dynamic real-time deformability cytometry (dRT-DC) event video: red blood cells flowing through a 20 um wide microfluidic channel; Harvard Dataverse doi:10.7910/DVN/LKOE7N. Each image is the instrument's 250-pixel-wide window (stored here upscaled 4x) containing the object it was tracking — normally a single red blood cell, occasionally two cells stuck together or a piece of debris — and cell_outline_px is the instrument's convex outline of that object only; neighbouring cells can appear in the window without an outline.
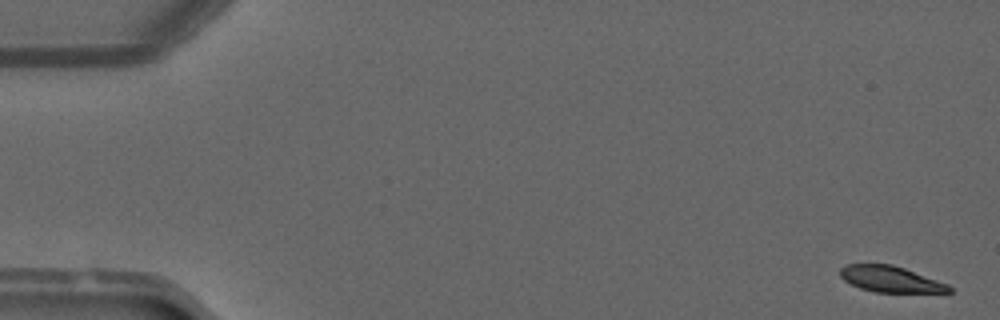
{"species": "common noctule bat (a hibernating species)", "species_latin": "Nyctalus noctula", "temperature_condition": "warm", "stored_images_in_passage": 50, "camera_frame_rate_fps": 3000, "um_per_image_px": 0.085, "animal": {"sex": "male", "forearm_length_mm": 52.5}, "frame": {"image": 1, "passage_image": 1, "time_ms": 0.0, "image_size_px": [1000, 320], "cell_outline_px": [[952, 292], [876, 292], [860, 288], [844, 280], [840, 276], [840, 268], [844, 264], [892, 264], [904, 268], [948, 284], [952, 288]], "centroid_in_image_um": [75.67, 23.72], "position_along_channel_um": 9.3, "area_um2": 16.42}}
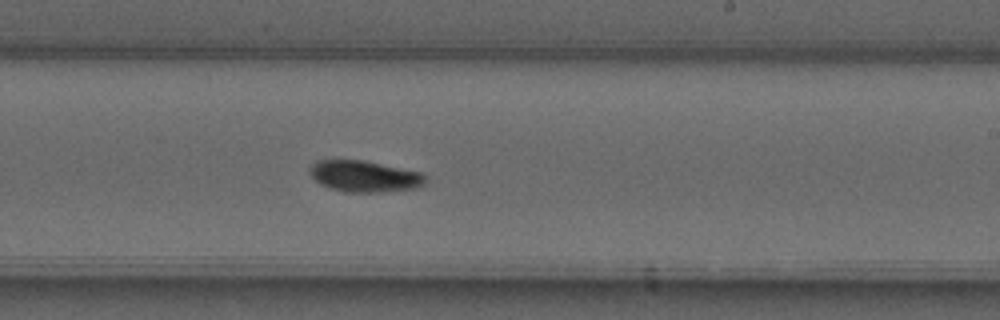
{"frame": {"image": 2, "passage_image": 30, "time_ms": 9.667, "image_size_px": [1000, 320], "cell_outline_px": [[428, 184], [416, 188], [376, 192], [344, 192], [328, 188], [320, 184], [308, 172], [308, 168], [316, 160], [364, 160], [424, 172], [428, 176]], "centroid_in_image_um": [31.03, 14.98], "position_along_channel_um": 258.0, "area_um2": 21.62}}
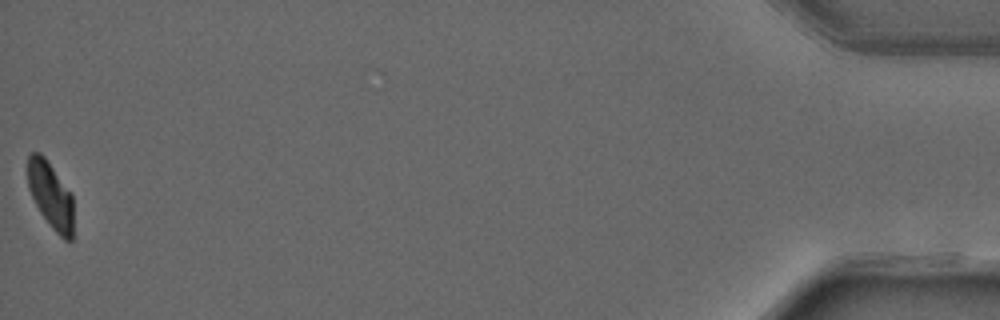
{"frame": {"image": 3, "passage_image": 50, "time_ms": 16.333, "image_size_px": [1000, 320], "cell_outline_px": [[72, 240], [64, 240], [52, 228], [40, 212], [28, 188], [28, 156], [32, 152], [40, 152], [44, 156], [72, 192]], "centroid_in_image_um": [4.31, 16.57], "position_along_channel_um": 430.9, "area_um2": 17.69}, "authors_computed_cell_mechanics": {"area_um2": 19.8254, "velocity_mm_per_s": 4.0918, "shape_relaxation_time_tau1_ms": 6.7563, "shape_relaxation_time_tau2_ms": 1.993, "deformation_change_tau1": 0.2121, "deformation_change_tau2": 0.0499}}